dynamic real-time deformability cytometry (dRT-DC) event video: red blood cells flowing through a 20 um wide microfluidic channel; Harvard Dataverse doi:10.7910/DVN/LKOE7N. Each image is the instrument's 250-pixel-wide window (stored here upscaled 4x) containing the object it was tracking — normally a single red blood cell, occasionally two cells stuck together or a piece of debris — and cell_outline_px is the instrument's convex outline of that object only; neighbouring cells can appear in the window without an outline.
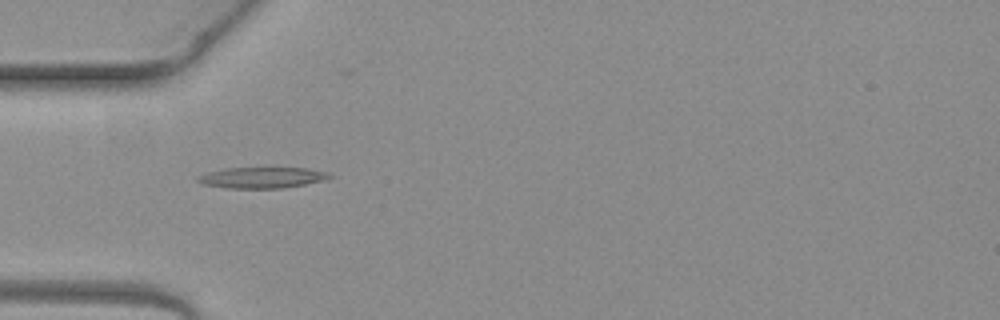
{"species": "common noctule bat (a hibernating species)", "species_latin": "Nyctalus noctula", "temperature_condition": "warm", "stored_images_in_passage": 3, "camera_frame_rate_fps": 3000, "um_per_image_px": 0.085, "animal": {"sex": "female", "body_mass_g": 19.3, "forearm_length_mm": 54.1}, "frame": {"image": 1, "passage_image": 2, "time_ms": 0.333, "image_size_px": [1000, 320], "cell_outline_px": [[336, 176], [328, 180], [280, 188], [228, 188], [204, 184], [196, 180], [196, 176], [208, 172], [228, 168], [308, 168], [328, 172]], "centroid_in_image_um": [22.34, 15.09], "position_along_channel_um": 62.7, "area_um2": 16.13}}
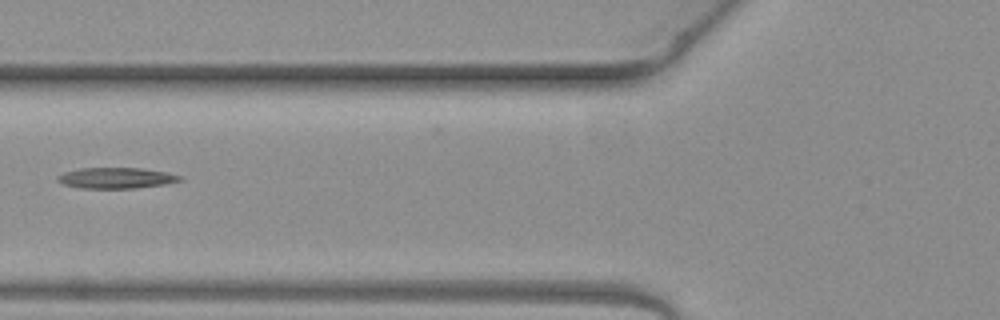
{"frame": {"image": 2, "passage_image": 3, "time_ms": 0.667, "image_size_px": [1000, 320], "cell_outline_px": [[184, 180], [164, 184], [136, 188], [80, 188], [64, 184], [56, 180], [56, 176], [64, 172], [80, 168], [140, 168], [164, 172], [184, 176]], "centroid_in_image_um": [9.88, 15.13], "position_along_channel_um": 115.9, "area_um2": 14.85}}